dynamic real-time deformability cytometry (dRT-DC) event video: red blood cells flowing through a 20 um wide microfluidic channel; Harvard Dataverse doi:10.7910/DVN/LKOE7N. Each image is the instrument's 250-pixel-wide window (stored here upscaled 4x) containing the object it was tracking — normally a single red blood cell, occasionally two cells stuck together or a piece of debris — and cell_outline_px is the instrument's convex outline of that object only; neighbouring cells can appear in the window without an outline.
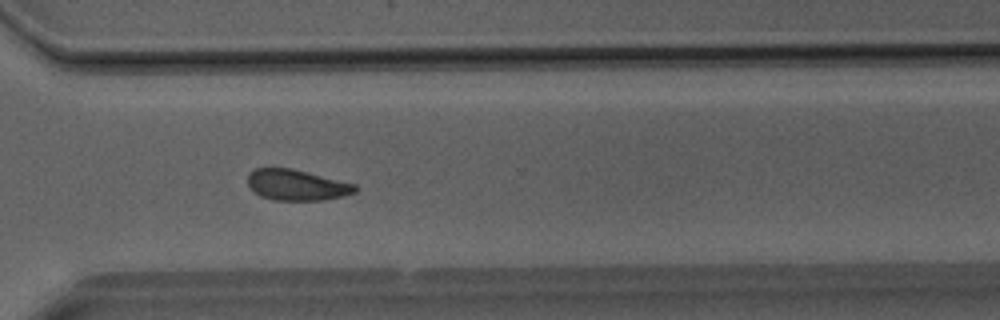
{"species": "Egyptian fruit bat (a non-hibernating species)", "species_latin": "Rousettus aegyptiacus", "temperature_condition": "room temperature", "stored_images_in_passage": 41, "camera_frame_rate_fps": 3000, "um_per_image_px": 0.085, "animal": {"sex": "male"}, "frame": {"image": 1, "passage_image": 30, "time_ms": 9.667, "image_size_px": [1000, 320], "cell_outline_px": [[356, 192], [344, 196], [324, 200], [272, 200], [260, 196], [248, 184], [248, 172], [256, 168], [292, 168], [356, 184]], "centroid_in_image_um": [25.22, 15.72], "position_along_channel_um": 345.4, "area_um2": 19.31}}
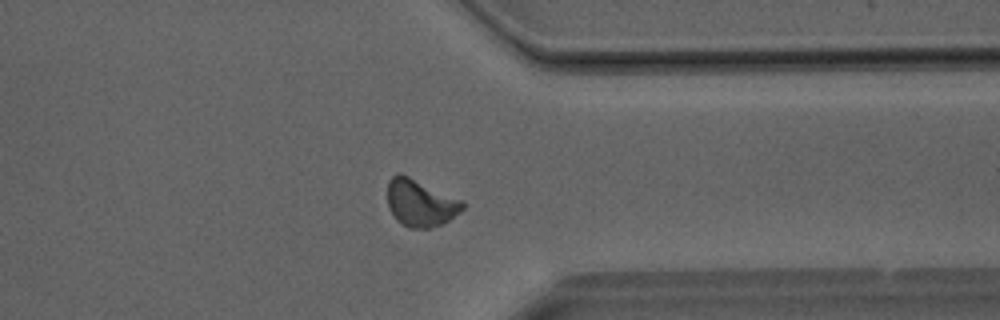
{"frame": {"image": 2, "passage_image": 32, "time_ms": 10.333, "image_size_px": [1000, 320], "cell_outline_px": [[464, 208], [460, 212], [444, 224], [428, 228], [408, 228], [396, 220], [388, 208], [388, 180], [396, 172], [400, 172], [464, 200]], "centroid_in_image_um": [35.74, 17.24], "position_along_channel_um": 375.7, "area_um2": 20.98}}
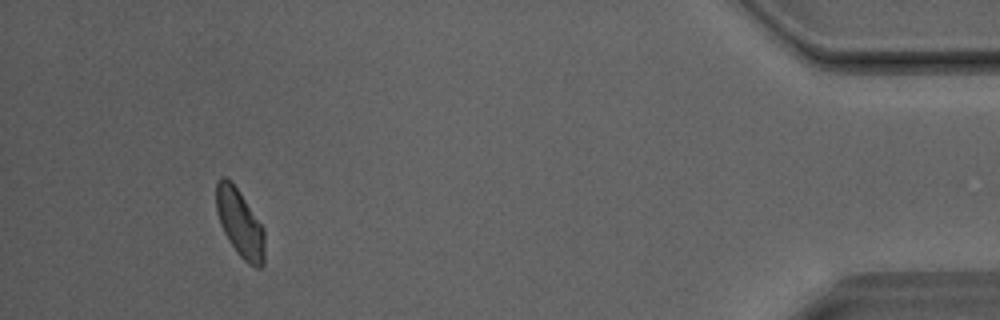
{"frame": {"image": 3, "passage_image": 38, "time_ms": 12.333, "image_size_px": [1000, 320], "cell_outline_px": [[264, 264], [260, 268], [256, 268], [248, 264], [236, 252], [228, 240], [220, 224], [216, 212], [216, 184], [220, 176], [224, 176], [240, 192], [264, 228]], "centroid_in_image_um": [20.39, 19.0], "position_along_channel_um": 414.8, "area_um2": 19.13}}